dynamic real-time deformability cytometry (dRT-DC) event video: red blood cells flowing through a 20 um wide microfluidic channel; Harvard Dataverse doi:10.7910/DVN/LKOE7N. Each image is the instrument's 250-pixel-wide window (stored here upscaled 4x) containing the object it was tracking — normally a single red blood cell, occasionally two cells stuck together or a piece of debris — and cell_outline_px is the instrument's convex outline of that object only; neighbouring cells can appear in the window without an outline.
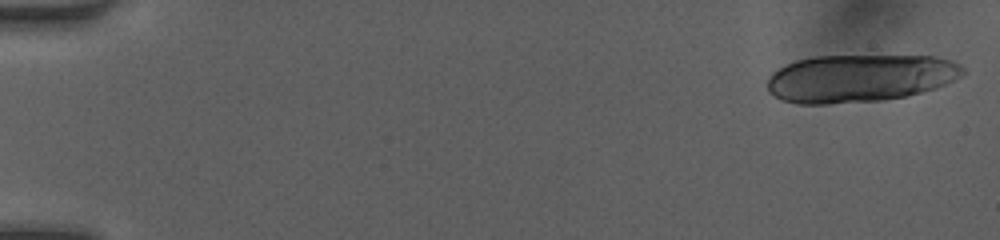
{"species": "human", "species_latin": "Homo sapiens", "temperature_condition": "room temperature", "stored_images_in_passage": 18, "camera_frame_rate_fps": 3000, "um_per_image_px": 0.085, "donor": {"sex": "female"}, "frame": {"image": 1, "passage_image": 1, "time_ms": 0.0, "image_size_px": [1000, 240], "cell_outline_px": [[968, 72], [956, 80], [936, 88], [908, 96], [880, 100], [828, 104], [796, 104], [784, 100], [768, 92], [768, 76], [772, 72], [796, 60], [816, 56], [932, 56], [952, 60], [960, 64]], "centroid_in_image_um": [73.13, 6.65], "position_along_channel_um": 11.9, "area_um2": 54.68}}